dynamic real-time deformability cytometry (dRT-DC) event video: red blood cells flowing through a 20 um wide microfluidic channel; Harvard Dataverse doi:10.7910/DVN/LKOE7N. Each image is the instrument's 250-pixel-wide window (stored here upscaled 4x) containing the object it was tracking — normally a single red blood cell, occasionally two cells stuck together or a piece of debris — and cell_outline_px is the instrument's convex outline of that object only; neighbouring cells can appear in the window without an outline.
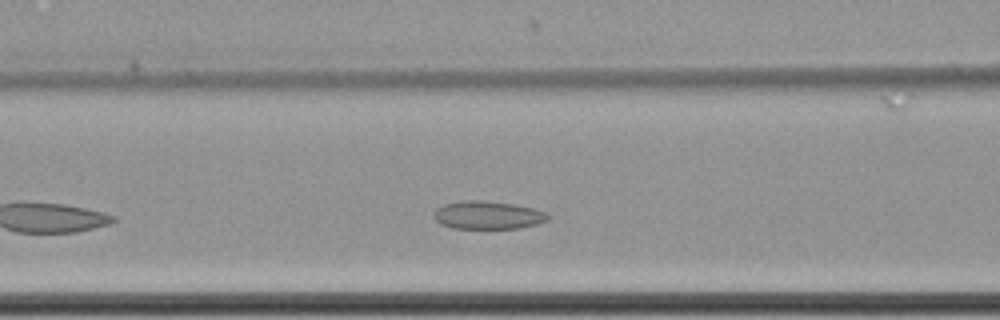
{"species": "common noctule bat (a hibernating species)", "species_latin": "Nyctalus noctula", "temperature_condition": "cold", "stored_images_in_passage": 43, "camera_frame_rate_fps": 3000, "um_per_image_px": 0.085, "animal": {"sex": "female", "body_mass_g": 22.7, "forearm_length_mm": 54.2}, "frame": {"image": 1, "passage_image": 11, "time_ms": 3.333, "image_size_px": [1000, 320], "cell_outline_px": [[548, 220], [536, 224], [516, 228], [452, 228], [440, 224], [432, 216], [432, 212], [436, 208], [444, 204], [460, 200], [484, 200], [512, 204], [532, 208], [544, 212], [548, 216]], "centroid_in_image_um": [41.37, 18.27], "position_along_channel_um": 125.2, "area_um2": 18.61}}
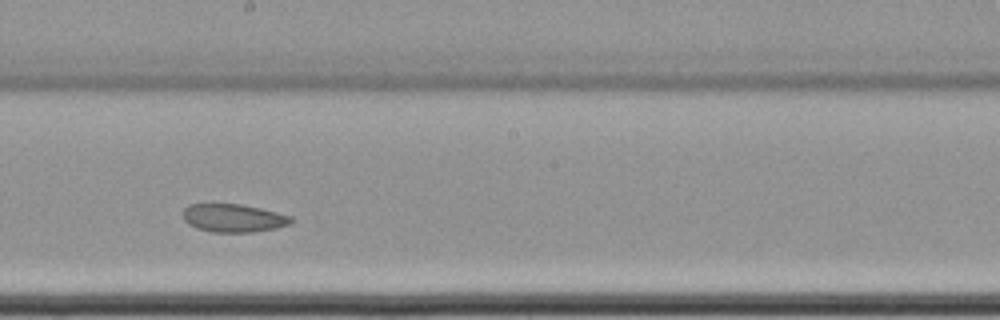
{"frame": {"image": 2, "passage_image": 20, "time_ms": 6.333, "image_size_px": [1000, 320], "cell_outline_px": [[296, 220], [292, 224], [276, 228], [252, 232], [212, 232], [196, 228], [188, 224], [184, 220], [184, 208], [188, 204], [240, 204], [260, 208], [292, 216]], "centroid_in_image_um": [19.88, 18.54], "position_along_channel_um": 228.3, "area_um2": 17.86}}
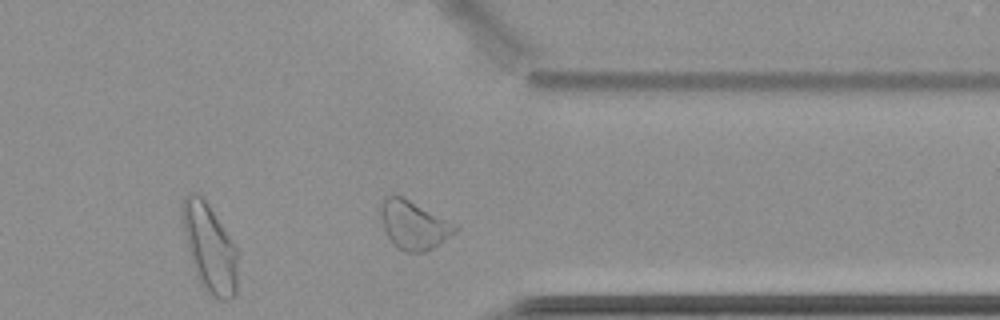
{"frame": {"image": 3, "passage_image": 33, "time_ms": 10.667, "image_size_px": [1000, 320], "cell_outline_px": [[460, 228], [456, 232], [432, 248], [424, 252], [404, 252], [388, 236], [384, 228], [380, 216], [380, 204], [384, 196], [392, 192], [460, 224]], "centroid_in_image_um": [35.19, 19.07], "position_along_channel_um": 376.2, "area_um2": 21.27}, "authors_computed_cell_mechanics": {"area_um2": 19.1318, "velocity_mm_per_s": 3.4491, "shape_relaxation_time_tau1_ms": null, "shape_relaxation_time_tau2_ms": 3.2352, "deformation_change_tau1": null, "deformation_change_tau2": 0.0755}}